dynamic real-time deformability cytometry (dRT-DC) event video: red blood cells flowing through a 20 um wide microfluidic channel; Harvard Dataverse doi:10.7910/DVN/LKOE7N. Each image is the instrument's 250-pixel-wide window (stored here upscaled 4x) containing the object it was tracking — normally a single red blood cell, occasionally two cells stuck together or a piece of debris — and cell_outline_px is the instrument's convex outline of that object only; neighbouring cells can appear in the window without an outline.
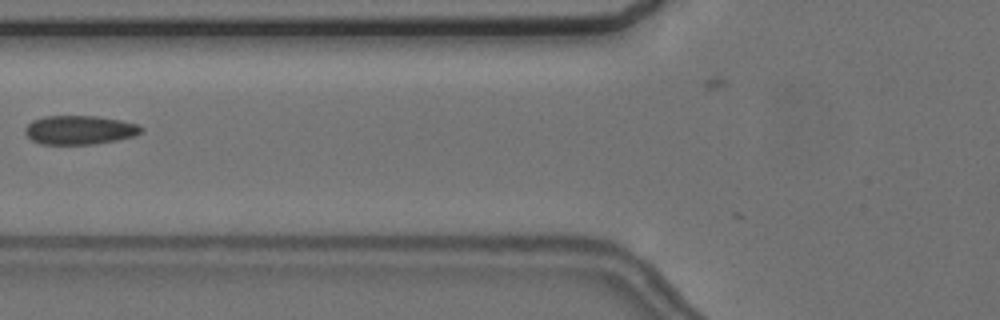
{"species": "common noctule bat (a hibernating species)", "species_latin": "Nyctalus noctula", "temperature_condition": "cold", "stored_images_in_passage": 7, "camera_frame_rate_fps": 3000, "um_per_image_px": 0.085, "animal": {"sex": "female", "body_mass_g": 24.6, "forearm_length_mm": 56.2}, "frame": {"image": 1, "passage_image": 5, "time_ms": 5.0, "image_size_px": [1000, 320], "cell_outline_px": [[144, 132], [136, 136], [116, 140], [92, 144], [40, 144], [32, 140], [24, 132], [24, 128], [32, 120], [44, 116], [96, 116], [120, 120], [140, 124], [144, 128]], "centroid_in_image_um": [6.8, 11.04], "position_along_channel_um": 119.0, "area_um2": 19.77}}
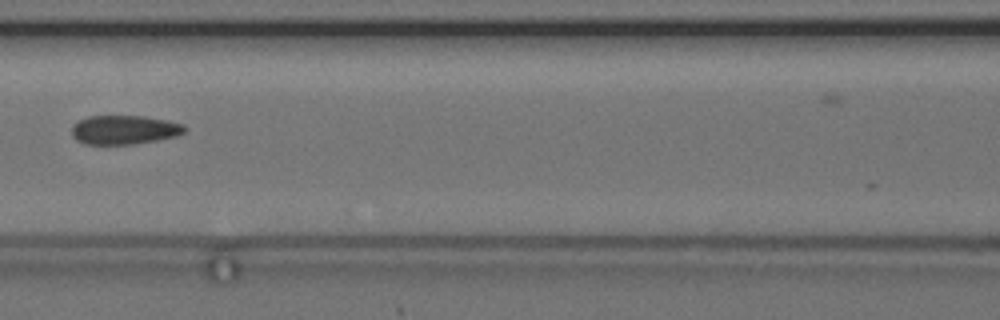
{"frame": {"image": 2, "passage_image": 6, "time_ms": 6.0, "image_size_px": [1000, 320], "cell_outline_px": [[188, 128], [184, 132], [176, 136], [156, 140], [132, 144], [84, 144], [76, 140], [72, 136], [72, 124], [88, 116], [144, 116], [168, 120], [184, 124]], "centroid_in_image_um": [10.57, 11.03], "position_along_channel_um": 156.0, "area_um2": 19.19}}